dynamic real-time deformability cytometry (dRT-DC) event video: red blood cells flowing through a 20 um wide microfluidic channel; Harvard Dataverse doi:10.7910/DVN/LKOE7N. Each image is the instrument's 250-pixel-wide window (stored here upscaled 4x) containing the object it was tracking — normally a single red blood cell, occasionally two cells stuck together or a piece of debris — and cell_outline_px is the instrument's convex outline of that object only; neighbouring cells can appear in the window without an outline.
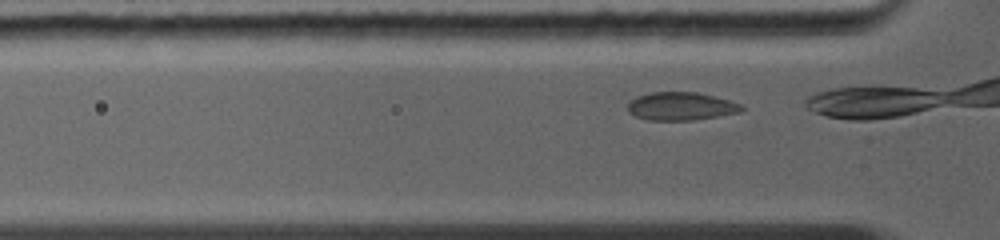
{"species": "common noctule bat (a hibernating species)", "species_latin": "Nyctalus noctula", "temperature_condition": "warm", "stored_images_in_passage": 10, "camera_frame_rate_fps": 5000, "um_per_image_px": 0.085, "animal": {"sex": "female", "body_mass_g": 19.0, "forearm_length_mm": 56.7}, "frame": {"image": 1, "passage_image": 2, "time_ms": 0.2, "image_size_px": [1000, 240], "cell_outline_px": [[744, 108], [740, 112], [720, 116], [692, 120], [648, 120], [636, 116], [628, 112], [628, 104], [636, 96], [652, 92], [696, 92], [728, 100], [740, 104]], "centroid_in_image_um": [57.87, 9.03], "position_along_channel_um": 67.9, "area_um2": 18.5}}